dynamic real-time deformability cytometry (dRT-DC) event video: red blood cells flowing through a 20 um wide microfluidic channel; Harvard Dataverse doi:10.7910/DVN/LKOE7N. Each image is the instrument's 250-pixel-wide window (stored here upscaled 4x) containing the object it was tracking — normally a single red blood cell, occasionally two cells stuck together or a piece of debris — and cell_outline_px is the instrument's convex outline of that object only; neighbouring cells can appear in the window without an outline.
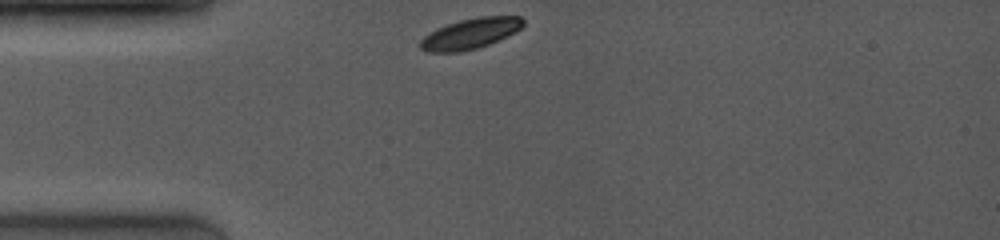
{"species": "common noctule bat (a hibernating species)", "species_latin": "Nyctalus noctula", "temperature_condition": "room temperature", "stored_images_in_passage": 3, "camera_frame_rate_fps": 4000, "um_per_image_px": 0.085, "animal": {"sex": "female", "body_mass_g": 19.0, "forearm_length_mm": 53.3}, "frame": {"image": 1, "passage_image": 1, "time_ms": 0.0, "image_size_px": [1000, 240], "cell_outline_px": [[524, 24], [516, 32], [508, 36], [488, 44], [476, 48], [460, 52], [428, 52], [420, 48], [420, 40], [424, 36], [436, 28], [460, 20], [480, 16], [520, 16], [524, 20]], "centroid_in_image_um": [39.98, 2.85], "position_along_channel_um": 45.0, "area_um2": 18.26}}